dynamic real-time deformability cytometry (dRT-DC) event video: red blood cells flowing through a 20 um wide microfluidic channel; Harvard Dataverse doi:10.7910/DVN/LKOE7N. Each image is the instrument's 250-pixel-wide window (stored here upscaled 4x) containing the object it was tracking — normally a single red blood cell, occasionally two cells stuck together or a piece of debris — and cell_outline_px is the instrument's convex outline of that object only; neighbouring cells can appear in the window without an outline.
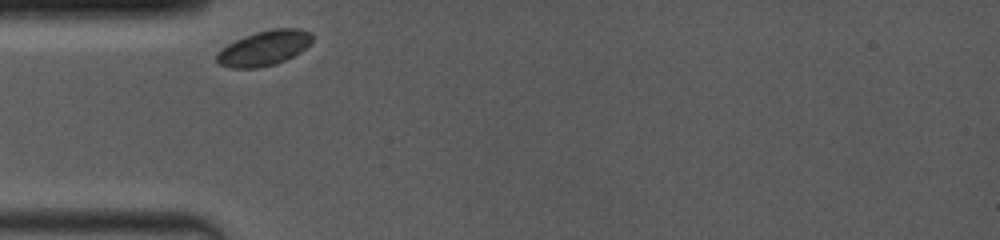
{"species": "common noctule bat (a hibernating species)", "species_latin": "Nyctalus noctula", "temperature_condition": "room temperature", "stored_images_in_passage": 13, "camera_frame_rate_fps": 4000, "um_per_image_px": 0.085, "animal": {"sex": "female", "body_mass_g": 19.0, "forearm_length_mm": 53.3}, "frame": {"image": 1, "passage_image": 1, "time_ms": 0.0, "image_size_px": [1000, 240], "cell_outline_px": [[312, 40], [300, 52], [276, 64], [256, 68], [232, 68], [220, 64], [216, 60], [216, 56], [228, 44], [244, 36], [256, 32], [272, 28], [300, 28], [312, 32]], "centroid_in_image_um": [22.48, 4.08], "position_along_channel_um": 62.5, "area_um2": 19.25}}
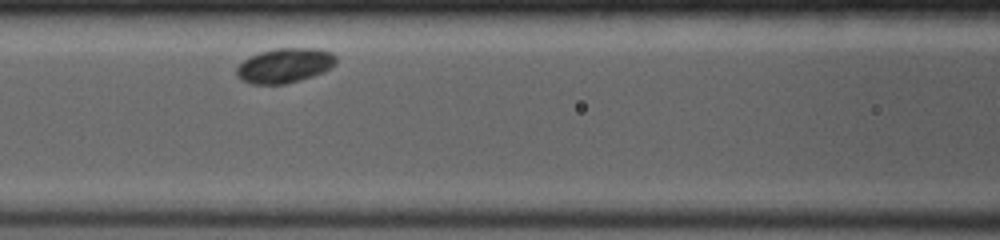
{"frame": {"image": 2, "passage_image": 7, "time_ms": 2.25, "image_size_px": [1000, 240], "cell_outline_px": [[336, 60], [324, 72], [300, 80], [284, 84], [252, 84], [244, 80], [236, 72], [236, 68], [244, 60], [260, 52], [276, 48], [316, 48], [332, 52], [336, 56]], "centroid_in_image_um": [24.22, 5.56], "position_along_channel_um": 142.4, "area_um2": 19.77}}
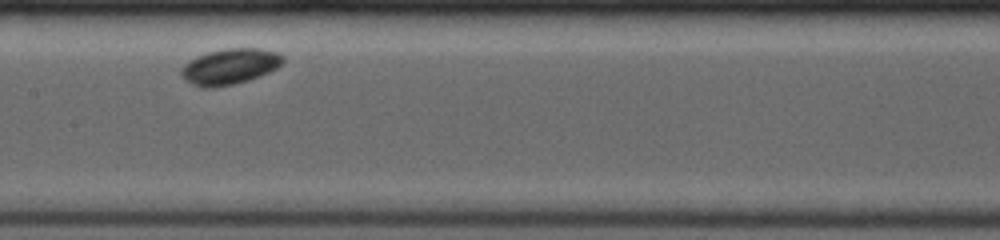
{"frame": {"image": 3, "passage_image": 12, "time_ms": 3.5, "image_size_px": [1000, 240], "cell_outline_px": [[284, 60], [276, 68], [268, 72], [248, 80], [232, 84], [204, 88], [192, 84], [180, 72], [184, 64], [196, 56], [208, 52], [228, 48], [260, 48], [276, 52], [284, 56]], "centroid_in_image_um": [19.55, 5.63], "position_along_channel_um": 187.9, "area_um2": 20.75}}